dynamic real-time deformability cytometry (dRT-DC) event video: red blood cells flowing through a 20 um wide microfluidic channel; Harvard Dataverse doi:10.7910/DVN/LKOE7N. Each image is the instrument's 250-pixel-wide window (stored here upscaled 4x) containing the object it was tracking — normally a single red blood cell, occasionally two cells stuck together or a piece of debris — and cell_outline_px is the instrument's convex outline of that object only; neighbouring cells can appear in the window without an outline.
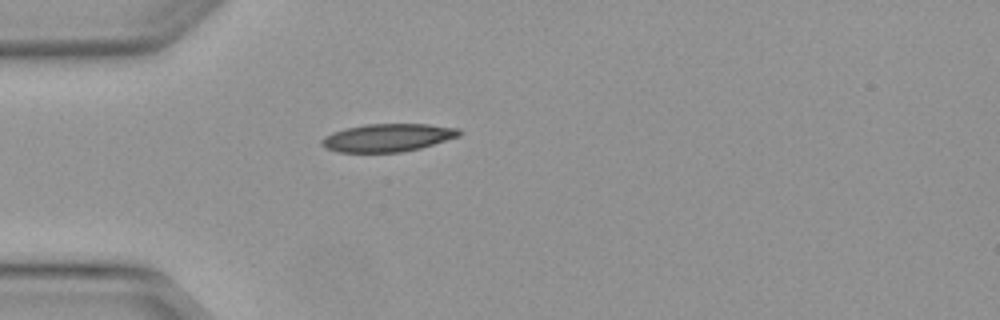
{"species": "Egyptian fruit bat (a non-hibernating species)", "species_latin": "Rousettus aegyptiacus", "temperature_condition": "warm", "stored_images_in_passage": 36, "camera_frame_rate_fps": 3000, "um_per_image_px": 0.085, "animal": {"sex": "female"}, "frame": {"image": 1, "passage_image": 1, "time_ms": 0.0, "image_size_px": [1000, 320], "cell_outline_px": [[464, 132], [460, 136], [420, 148], [400, 152], [340, 152], [328, 148], [320, 144], [320, 140], [324, 136], [332, 132], [344, 128], [364, 124], [428, 124], [460, 128]], "centroid_in_image_um": [32.97, 11.69], "position_along_channel_um": 52.0, "area_um2": 22.48}}
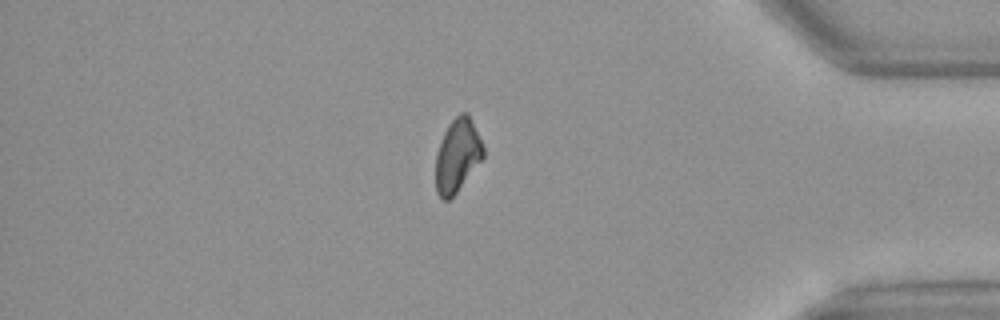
{"frame": {"image": 2, "passage_image": 29, "time_ms": 9.333, "image_size_px": [1000, 320], "cell_outline_px": [[484, 156], [456, 192], [448, 200], [444, 200], [436, 192], [436, 156], [444, 132], [448, 124], [460, 112], [468, 112], [484, 148]], "centroid_in_image_um": [38.87, 13.19], "position_along_channel_um": 396.3, "area_um2": 19.88}}
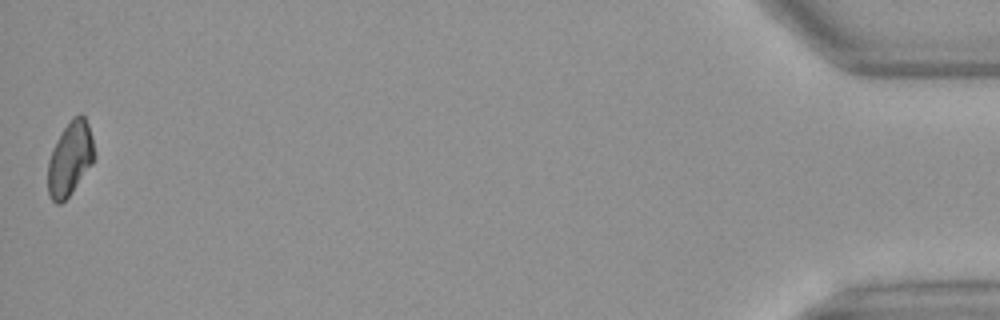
{"frame": {"image": 3, "passage_image": 36, "time_ms": 11.667, "image_size_px": [1000, 320], "cell_outline_px": [[96, 156], [92, 164], [72, 192], [60, 204], [56, 204], [52, 200], [48, 192], [48, 160], [52, 148], [56, 140], [72, 116], [80, 112], [84, 116], [88, 124], [92, 136]], "centroid_in_image_um": [5.96, 13.46], "position_along_channel_um": 429.2, "area_um2": 20.17}}